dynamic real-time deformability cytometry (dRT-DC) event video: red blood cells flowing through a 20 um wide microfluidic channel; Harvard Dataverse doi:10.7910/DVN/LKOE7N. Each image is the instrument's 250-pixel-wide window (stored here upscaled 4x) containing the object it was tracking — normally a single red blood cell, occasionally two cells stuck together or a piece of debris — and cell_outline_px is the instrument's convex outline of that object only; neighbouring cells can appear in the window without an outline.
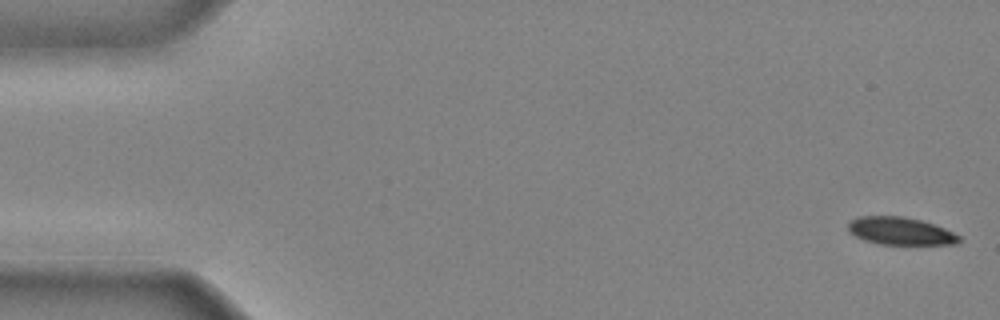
{"species": "common noctule bat (a hibernating species)", "species_latin": "Nyctalus noctula", "temperature_condition": "cold", "stored_images_in_passage": 43, "camera_frame_rate_fps": 3000, "um_per_image_px": 0.085, "animal": {"sex": "male", "body_mass_g": 20.4}, "frame": {"image": 1, "passage_image": 1, "time_ms": 0.0, "image_size_px": [1000, 320], "cell_outline_px": [[960, 240], [956, 244], [880, 244], [864, 240], [848, 232], [848, 224], [856, 216], [900, 216], [920, 220], [944, 228], [960, 236]], "centroid_in_image_um": [76.5, 19.64], "position_along_channel_um": 8.5, "area_um2": 17.69}}
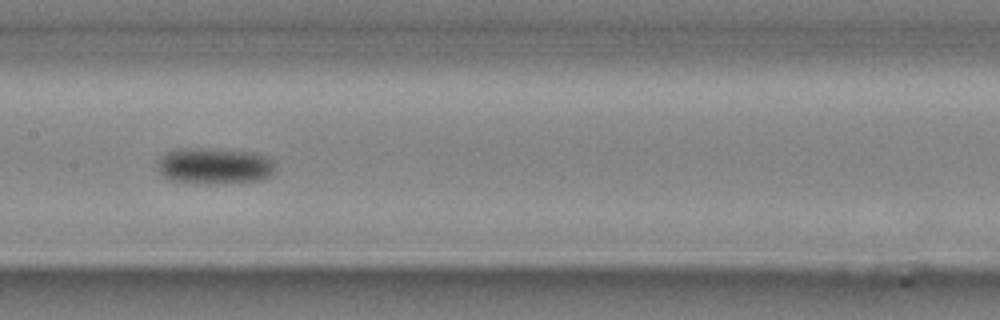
{"frame": {"image": 2, "passage_image": 22, "time_ms": 7.0, "image_size_px": [1000, 320], "cell_outline_px": [[276, 172], [272, 176], [260, 180], [216, 184], [204, 184], [172, 180], [164, 176], [160, 172], [160, 160], [172, 148], [220, 148], [256, 152], [268, 156], [272, 160]], "centroid_in_image_um": [18.32, 14.09], "position_along_channel_um": 189.1, "area_um2": 25.26}}
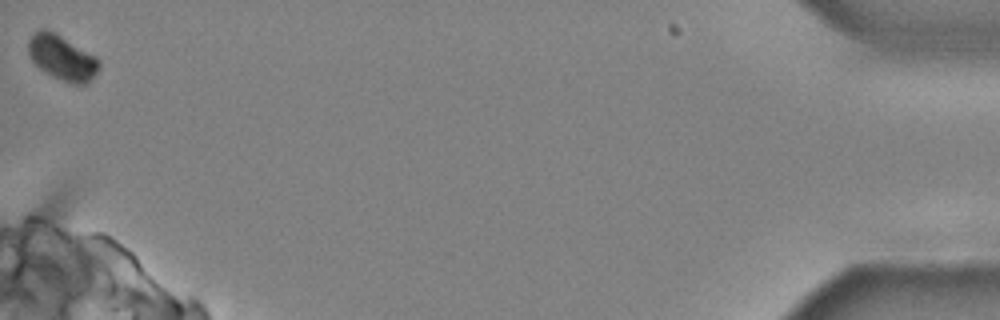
{"frame": {"image": 3, "passage_image": 43, "time_ms": 14.0, "image_size_px": [1000, 320], "cell_outline_px": [[100, 68], [88, 84], [72, 84], [60, 80], [52, 76], [40, 68], [32, 60], [28, 52], [28, 40], [32, 32], [40, 28], [48, 28], [56, 32], [96, 56], [100, 60]], "centroid_in_image_um": [5.28, 4.87], "position_along_channel_um": 429.9, "area_um2": 18.96}}